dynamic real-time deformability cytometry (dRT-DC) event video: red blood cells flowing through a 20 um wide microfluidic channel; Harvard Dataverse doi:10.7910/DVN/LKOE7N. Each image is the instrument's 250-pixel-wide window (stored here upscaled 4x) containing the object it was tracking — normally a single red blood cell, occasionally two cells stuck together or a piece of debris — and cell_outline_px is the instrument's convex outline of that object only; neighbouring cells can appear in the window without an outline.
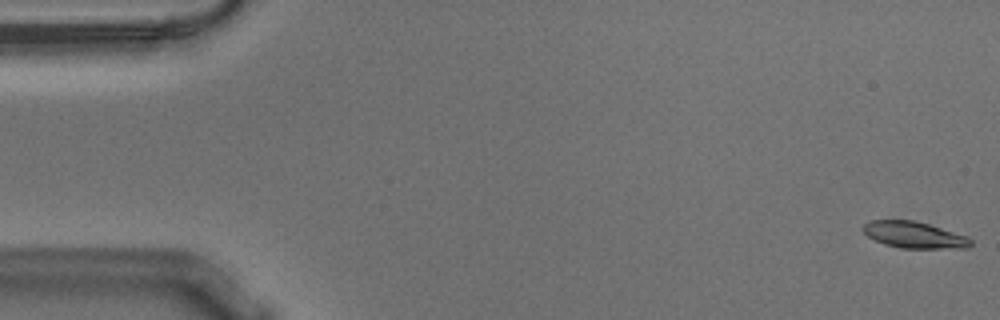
{"species": "Egyptian fruit bat (a non-hibernating species)", "species_latin": "Rousettus aegyptiacus", "temperature_condition": "warm", "stored_images_in_passage": 56, "camera_frame_rate_fps": 3000, "um_per_image_px": 0.085, "animal": {"sex": "male"}, "frame": {"image": 1, "passage_image": 1, "time_ms": 0.0, "image_size_px": [1000, 320], "cell_outline_px": [[972, 244], [968, 248], [900, 248], [884, 244], [868, 236], [860, 228], [868, 220], [912, 220], [928, 224], [968, 236], [972, 240]], "centroid_in_image_um": [77.7, 19.96], "position_along_channel_um": 7.3, "area_um2": 16.65}}
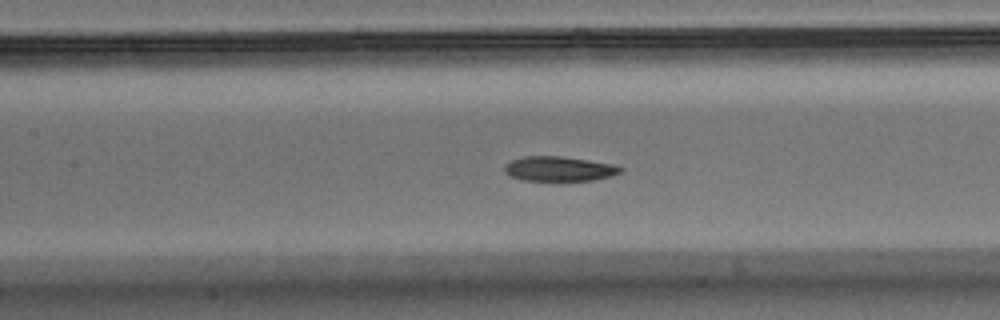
{"frame": {"image": 2, "passage_image": 25, "time_ms": 8.0, "image_size_px": [1000, 320], "cell_outline_px": [[624, 168], [620, 172], [612, 176], [592, 180], [524, 180], [512, 176], [504, 172], [504, 164], [512, 160], [524, 156], [560, 156], [588, 160], [612, 164]], "centroid_in_image_um": [47.51, 14.34], "position_along_channel_um": 159.9, "area_um2": 16.53}}
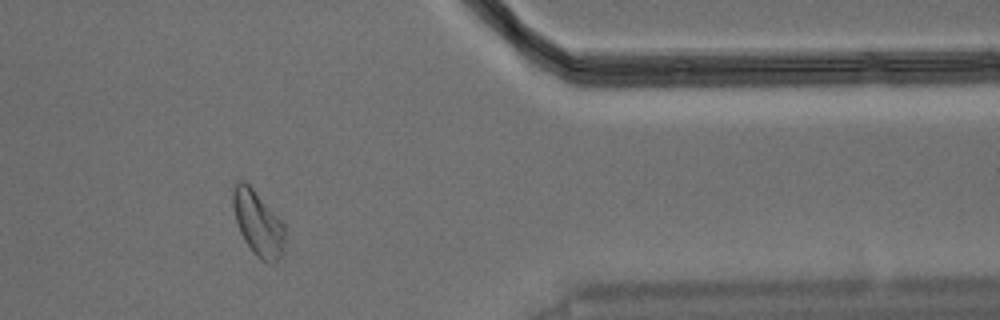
{"frame": {"image": 3, "passage_image": 46, "time_ms": 15.0, "image_size_px": [1000, 320], "cell_outline_px": [[284, 252], [272, 264], [260, 260], [252, 252], [244, 240], [240, 232], [236, 220], [232, 204], [232, 192], [236, 180], [244, 180], [252, 188], [284, 224]], "centroid_in_image_um": [21.91, 18.99], "position_along_channel_um": 389.5, "area_um2": 19.54}, "authors_computed_cell_mechanics": {"area_um2": 17.4845, "velocity_mm_per_s": 3.6003, "shape_relaxation_time_tau1_ms": 3.2061, "shape_relaxation_time_tau2_ms": 6.1651, "deformation_change_tau1": 0.1597, "deformation_change_tau2": 0.1235}}